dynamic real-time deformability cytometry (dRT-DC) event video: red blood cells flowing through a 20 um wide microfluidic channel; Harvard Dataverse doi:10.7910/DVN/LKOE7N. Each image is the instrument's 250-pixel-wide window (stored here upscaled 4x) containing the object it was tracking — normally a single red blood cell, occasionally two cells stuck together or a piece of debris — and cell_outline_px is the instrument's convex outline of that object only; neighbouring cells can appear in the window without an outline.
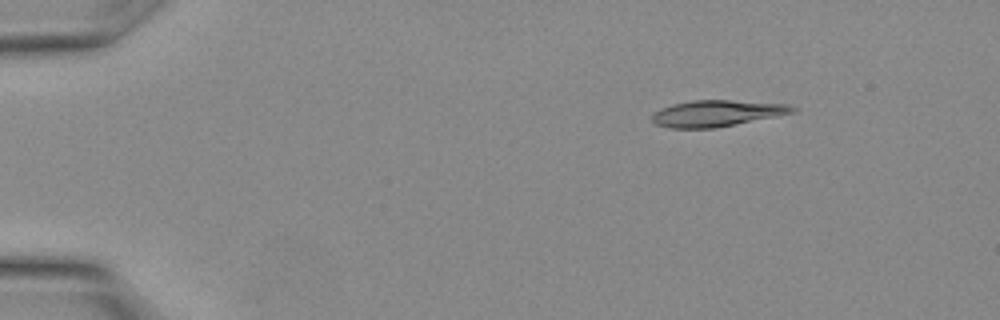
{"species": "Egyptian fruit bat (a non-hibernating species)", "species_latin": "Rousettus aegyptiacus", "temperature_condition": "warm", "stored_images_in_passage": 17, "camera_frame_rate_fps": 3000, "um_per_image_px": 0.085, "animal": {"sex": "female"}, "frame": {"image": 1, "passage_image": 1, "time_ms": 0.0, "image_size_px": [1000, 320], "cell_outline_px": [[796, 112], [716, 128], [672, 128], [656, 124], [652, 120], [652, 112], [660, 108], [672, 104], [692, 100], [728, 100], [788, 104], [796, 108]], "centroid_in_image_um": [60.9, 9.63], "position_along_channel_um": 24.1, "area_um2": 21.5}}
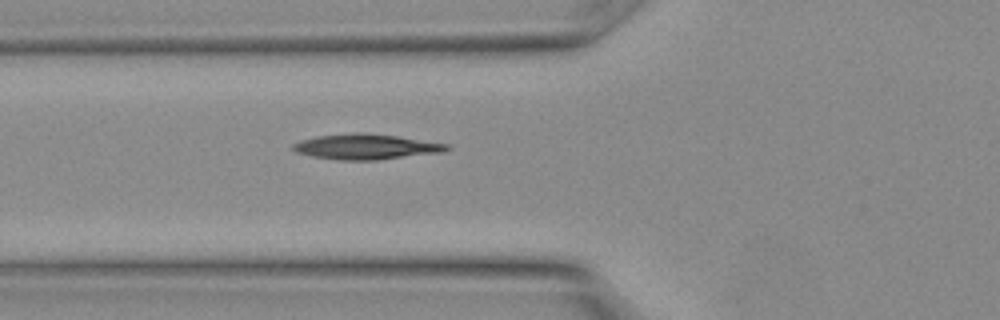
{"frame": {"image": 2, "passage_image": 8, "time_ms": 2.333, "image_size_px": [1000, 320], "cell_outline_px": [[448, 148], [440, 152], [376, 160], [336, 160], [312, 156], [296, 152], [292, 148], [292, 144], [300, 140], [316, 136], [356, 132], [360, 132], [396, 136], [448, 144]], "centroid_in_image_um": [31.02, 12.47], "position_along_channel_um": 94.8, "area_um2": 22.43}}
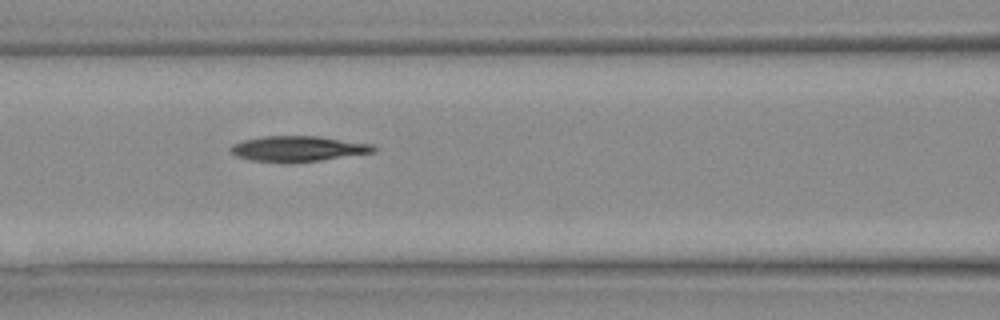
{"frame": {"image": 3, "passage_image": 10, "time_ms": 3.0, "image_size_px": [1000, 320], "cell_outline_px": [[376, 152], [320, 160], [252, 160], [236, 156], [228, 148], [232, 144], [244, 140], [264, 136], [316, 136], [372, 144], [376, 148]], "centroid_in_image_um": [25.35, 12.6], "position_along_channel_um": 141.3, "area_um2": 20.35}}